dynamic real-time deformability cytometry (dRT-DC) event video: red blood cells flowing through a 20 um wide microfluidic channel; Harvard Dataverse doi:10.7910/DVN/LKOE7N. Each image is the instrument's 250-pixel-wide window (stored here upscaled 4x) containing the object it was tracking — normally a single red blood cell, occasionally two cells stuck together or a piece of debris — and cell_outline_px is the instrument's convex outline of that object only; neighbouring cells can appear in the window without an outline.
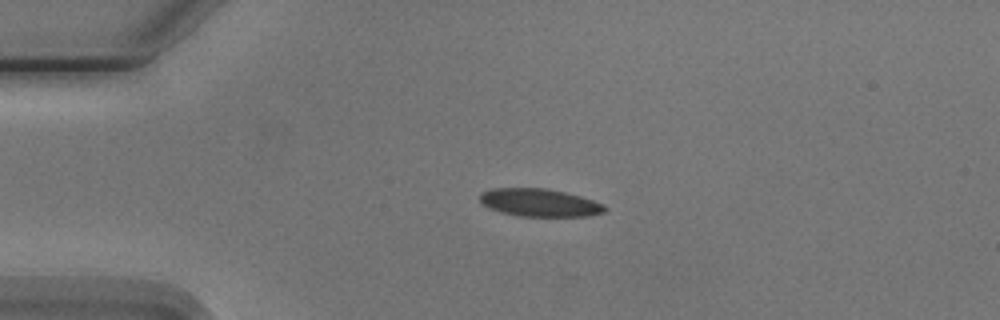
{"species": "Egyptian fruit bat (a non-hibernating species)", "species_latin": "Rousettus aegyptiacus", "temperature_condition": "cold", "stored_images_in_passage": 2, "camera_frame_rate_fps": 3000, "um_per_image_px": 0.085, "animal": {"sex": "male"}, "frame": {"image": 1, "passage_image": 1, "time_ms": 0.0, "image_size_px": [1000, 320], "cell_outline_px": [[608, 208], [604, 212], [588, 216], [520, 216], [500, 212], [488, 208], [480, 200], [480, 192], [492, 188], [544, 188], [564, 192], [580, 196], [604, 204]], "centroid_in_image_um": [45.85, 17.22], "position_along_channel_um": 39.1, "area_um2": 20.23}}